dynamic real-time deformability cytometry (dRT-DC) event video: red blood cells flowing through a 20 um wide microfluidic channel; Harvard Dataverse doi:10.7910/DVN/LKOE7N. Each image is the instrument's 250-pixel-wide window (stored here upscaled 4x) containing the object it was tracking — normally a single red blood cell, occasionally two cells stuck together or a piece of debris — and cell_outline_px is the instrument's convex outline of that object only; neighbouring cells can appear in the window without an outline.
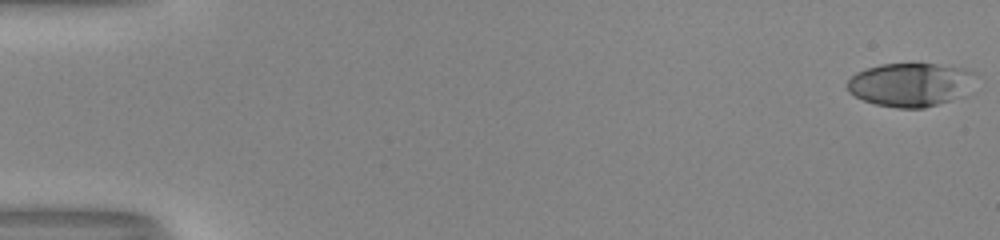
{"species": "human", "species_latin": "Homo sapiens", "temperature_condition": "room temperature", "stored_images_in_passage": 53, "camera_frame_rate_fps": 3000, "um_per_image_px": 0.085, "donor": {"sex": "male"}, "frame": {"image": 1, "passage_image": 1, "time_ms": 0.0, "image_size_px": [1000, 240], "cell_outline_px": [[976, 72], [968, 96], [924, 108], [896, 108], [876, 104], [864, 100], [848, 92], [848, 80], [856, 72], [880, 64], [936, 64], [964, 68]], "centroid_in_image_um": [77.45, 7.2], "position_along_channel_um": 7.5, "area_um2": 32.89}}
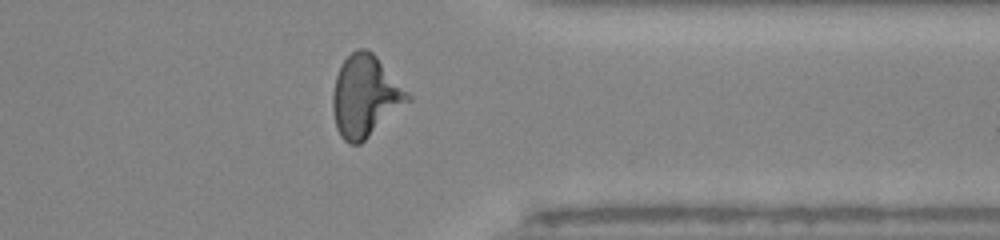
{"frame": {"image": 2, "passage_image": 43, "time_ms": 14.0, "image_size_px": [1000, 240], "cell_outline_px": [[412, 100], [360, 144], [348, 144], [340, 136], [336, 128], [332, 108], [332, 92], [336, 76], [344, 60], [356, 48], [368, 48], [376, 56], [412, 96]], "centroid_in_image_um": [31.04, 8.19], "position_along_channel_um": 380.4, "area_um2": 35.66}}
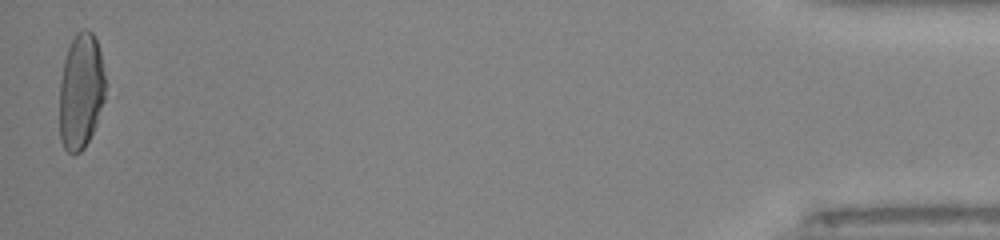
{"frame": {"image": 3, "passage_image": 53, "time_ms": 17.333, "image_size_px": [1000, 240], "cell_outline_px": [[108, 84], [104, 100], [96, 124], [84, 148], [80, 152], [68, 152], [64, 148], [60, 140], [60, 80], [64, 60], [68, 48], [76, 32], [84, 28], [92, 32], [96, 40], [100, 52]], "centroid_in_image_um": [6.9, 7.73], "position_along_channel_um": 428.3, "area_um2": 31.27}, "authors_computed_cell_mechanics": {"area_um2": 32.8882, "velocity_mm_per_s": 4.0396, "shape_relaxation_time_tau1_ms": 8.5683, "shape_relaxation_time_tau2_ms": 1.5936, "deformation_change_tau1": 0.2993, "deformation_change_tau2": 0.0903}}